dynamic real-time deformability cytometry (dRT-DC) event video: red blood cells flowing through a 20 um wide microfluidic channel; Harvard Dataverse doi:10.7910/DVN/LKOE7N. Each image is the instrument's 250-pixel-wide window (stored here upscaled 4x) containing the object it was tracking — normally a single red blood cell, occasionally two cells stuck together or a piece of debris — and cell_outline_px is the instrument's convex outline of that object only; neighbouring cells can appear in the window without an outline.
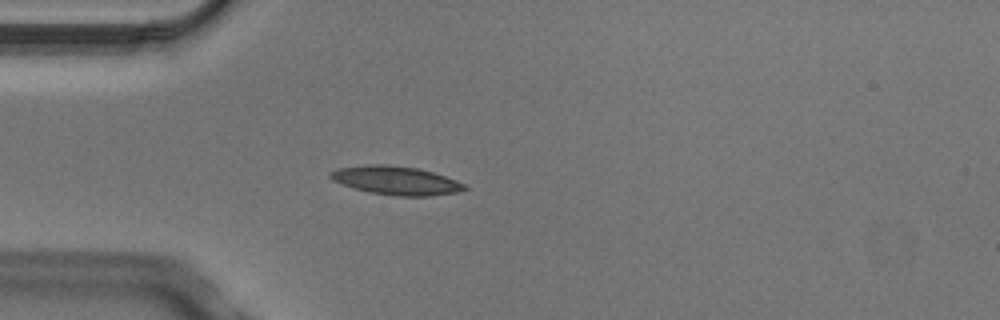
{"species": "Egyptian fruit bat (a non-hibernating species)", "species_latin": "Rousettus aegyptiacus", "temperature_condition": "cold", "stored_images_in_passage": 4, "camera_frame_rate_fps": 3000, "um_per_image_px": 0.085, "animal": {"sex": "male"}, "frame": {"image": 1, "passage_image": 4, "time_ms": 1.0, "image_size_px": [1000, 320], "cell_outline_px": [[468, 188], [456, 192], [428, 196], [396, 196], [368, 192], [332, 180], [328, 176], [328, 172], [336, 168], [372, 164], [384, 164], [416, 168], [432, 172], [456, 180], [464, 184]], "centroid_in_image_um": [33.62, 15.34], "position_along_channel_um": 51.4, "area_um2": 22.14}}